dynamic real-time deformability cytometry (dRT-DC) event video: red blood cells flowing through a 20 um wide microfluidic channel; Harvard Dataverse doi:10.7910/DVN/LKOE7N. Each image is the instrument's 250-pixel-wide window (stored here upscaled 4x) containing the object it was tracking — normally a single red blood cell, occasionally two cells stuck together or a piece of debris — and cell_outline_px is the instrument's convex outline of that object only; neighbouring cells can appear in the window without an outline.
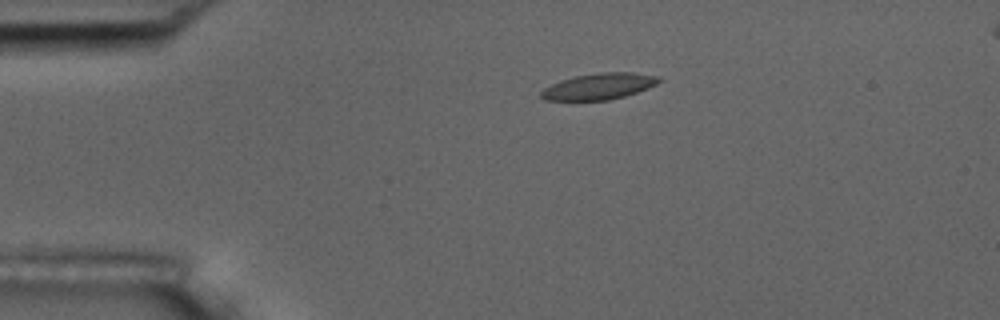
{"species": "common noctule bat (a hibernating species)", "species_latin": "Nyctalus noctula", "temperature_condition": "room temperature", "stored_images_in_passage": 4, "camera_frame_rate_fps": 3000, "um_per_image_px": 0.085, "animal": {"sex": "male", "body_mass_g": 17.5, "forearm_length_mm": 52.3}, "frame": {"image": 1, "passage_image": 1, "time_ms": 0.0, "image_size_px": [1000, 320], "cell_outline_px": [[664, 80], [648, 88], [624, 96], [608, 100], [544, 100], [540, 96], [540, 92], [544, 88], [560, 80], [576, 76], [600, 72], [632, 72], [660, 76]], "centroid_in_image_um": [50.94, 7.33], "position_along_channel_um": 34.1, "area_um2": 18.03}}